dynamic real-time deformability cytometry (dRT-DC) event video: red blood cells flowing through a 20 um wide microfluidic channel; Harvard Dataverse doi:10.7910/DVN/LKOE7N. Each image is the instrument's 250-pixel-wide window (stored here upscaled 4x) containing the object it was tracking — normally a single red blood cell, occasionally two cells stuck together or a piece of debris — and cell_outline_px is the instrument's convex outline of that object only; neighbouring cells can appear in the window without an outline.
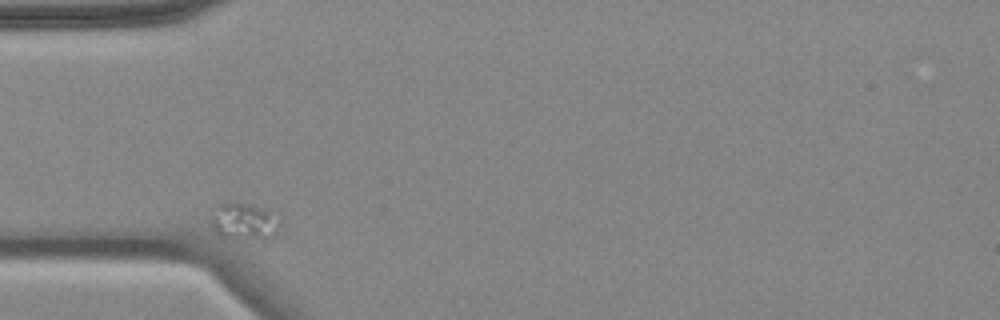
{"species": "common noctule bat (a hibernating species)", "species_latin": "Nyctalus noctula", "temperature_condition": "cold", "stored_images_in_passage": 2, "camera_frame_rate_fps": 3000, "um_per_image_px": 0.085, "animal": {"sex": "female", "body_mass_g": 18.4}, "frame": {"image": 1, "passage_image": 1, "time_ms": 0.0, "image_size_px": [1000, 320], "cell_outline_px": [[280, 220], [276, 232], [272, 236], [236, 240], [220, 236], [212, 228], [212, 216], [216, 204], [232, 200], [264, 208]], "centroid_in_image_um": [20.67, 18.79], "position_along_channel_um": 64.3, "area_um2": 14.8}}